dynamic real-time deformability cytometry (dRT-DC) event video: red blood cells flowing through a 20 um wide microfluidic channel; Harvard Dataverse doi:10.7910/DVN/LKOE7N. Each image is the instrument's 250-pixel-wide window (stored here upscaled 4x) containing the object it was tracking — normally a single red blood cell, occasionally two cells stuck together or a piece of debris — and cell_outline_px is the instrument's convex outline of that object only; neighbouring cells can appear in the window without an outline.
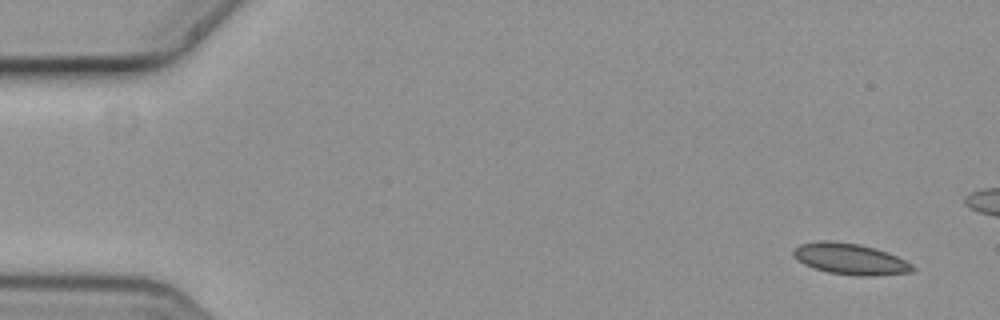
{"species": "common noctule bat (a hibernating species)", "species_latin": "Nyctalus noctula", "temperature_condition": "cold", "stored_images_in_passage": 6, "camera_frame_rate_fps": 3000, "um_per_image_px": 0.085, "animal": {"sex": "female", "body_mass_g": 19.3, "forearm_length_mm": 54.1}, "frame": {"image": 1, "passage_image": 1, "time_ms": 0.0, "image_size_px": [1000, 320], "cell_outline_px": [[916, 268], [912, 272], [872, 276], [856, 276], [828, 272], [812, 268], [796, 260], [792, 256], [792, 252], [800, 244], [816, 240], [832, 240], [860, 244], [876, 248], [888, 252], [912, 264]], "centroid_in_image_um": [72.24, 22.0], "position_along_channel_um": 12.8, "area_um2": 21.96}}